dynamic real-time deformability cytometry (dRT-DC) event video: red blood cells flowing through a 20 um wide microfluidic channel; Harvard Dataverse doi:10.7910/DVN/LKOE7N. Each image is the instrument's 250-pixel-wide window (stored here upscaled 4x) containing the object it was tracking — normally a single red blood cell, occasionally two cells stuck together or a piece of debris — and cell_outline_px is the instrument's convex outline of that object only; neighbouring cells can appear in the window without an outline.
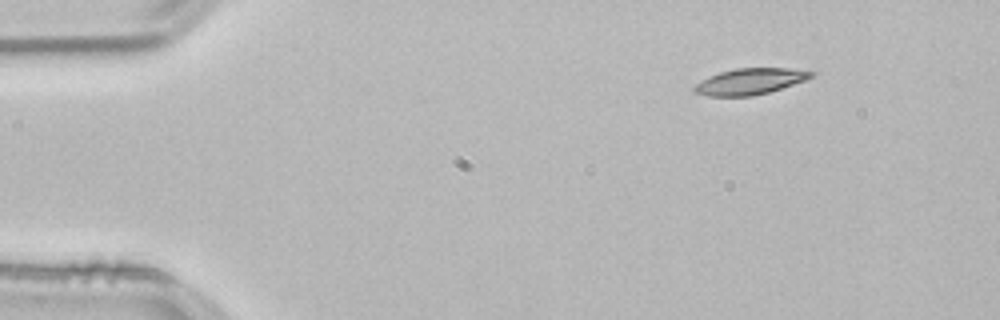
{"species": "common noctule bat (a hibernating species)", "species_latin": "Nyctalus noctula", "temperature_condition": "room temperature", "stored_images_in_passage": 8, "camera_frame_rate_fps": 3000, "um_per_image_px": 0.085, "animal": {"sex": "male", "body_mass_g": 21.5, "forearm_length_mm": 52.0}, "frame": {"image": 1, "passage_image": 1, "time_ms": 0.0, "image_size_px": [1000, 320], "cell_outline_px": [[816, 72], [812, 76], [804, 80], [768, 92], [752, 96], [708, 96], [696, 92], [692, 88], [696, 84], [708, 76], [720, 72], [736, 68], [788, 68]], "centroid_in_image_um": [63.72, 6.91], "position_along_channel_um": 21.3, "area_um2": 17.51}}